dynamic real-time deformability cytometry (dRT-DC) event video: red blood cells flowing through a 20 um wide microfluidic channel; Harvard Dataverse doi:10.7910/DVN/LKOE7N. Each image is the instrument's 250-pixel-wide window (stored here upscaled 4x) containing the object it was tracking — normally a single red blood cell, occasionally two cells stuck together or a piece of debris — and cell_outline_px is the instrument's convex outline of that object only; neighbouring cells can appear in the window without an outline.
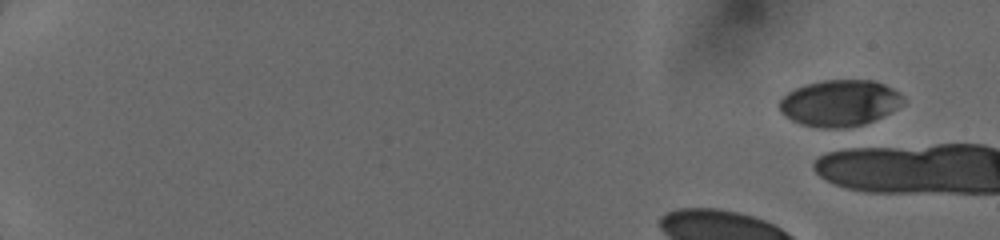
{"species": "human", "species_latin": "Homo sapiens", "temperature_condition": "cold", "stored_images_in_passage": 5, "camera_frame_rate_fps": 3000, "um_per_image_px": 0.085, "donor": {"sex": "female"}, "frame": {"image": 1, "passage_image": 1, "time_ms": 0.0, "image_size_px": [1000, 240], "cell_outline_px": [[904, 100], [896, 108], [864, 124], [844, 128], [820, 128], [800, 124], [784, 116], [780, 112], [780, 100], [788, 92], [804, 84], [820, 80], [872, 80], [884, 84], [900, 92]], "centroid_in_image_um": [71.33, 8.75], "position_along_channel_um": 13.7, "area_um2": 33.29}}